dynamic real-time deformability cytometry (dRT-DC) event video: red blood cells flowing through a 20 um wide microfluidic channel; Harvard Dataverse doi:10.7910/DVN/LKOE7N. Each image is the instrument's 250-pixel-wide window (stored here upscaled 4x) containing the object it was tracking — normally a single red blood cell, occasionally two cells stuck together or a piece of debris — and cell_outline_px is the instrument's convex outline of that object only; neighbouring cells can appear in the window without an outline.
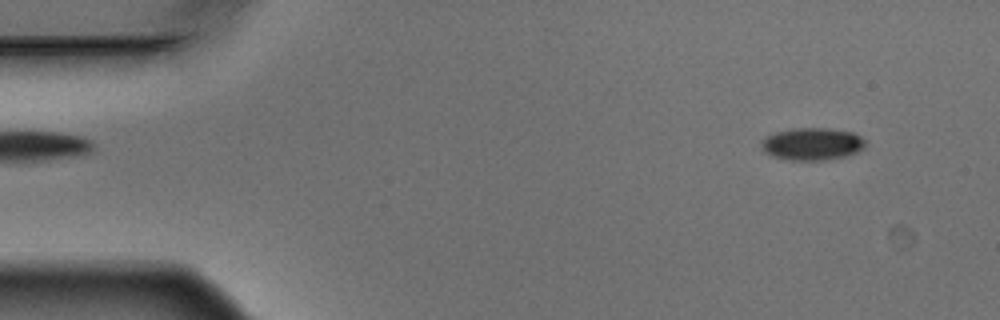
{"species": "Egyptian fruit bat (a non-hibernating species)", "species_latin": "Rousettus aegyptiacus", "temperature_condition": "warm", "stored_images_in_passage": 3, "camera_frame_rate_fps": 3000, "um_per_image_px": 0.085, "animal": {"sex": "male"}, "frame": {"image": 1, "passage_image": 1, "time_ms": 0.0, "image_size_px": [1000, 320], "cell_outline_px": [[864, 148], [856, 152], [844, 156], [824, 160], [792, 160], [772, 156], [764, 152], [760, 144], [760, 140], [776, 132], [792, 128], [828, 128], [852, 132], [860, 136], [864, 140]], "centroid_in_image_um": [69.0, 12.23], "position_along_channel_um": 16.0, "area_um2": 19.54}}
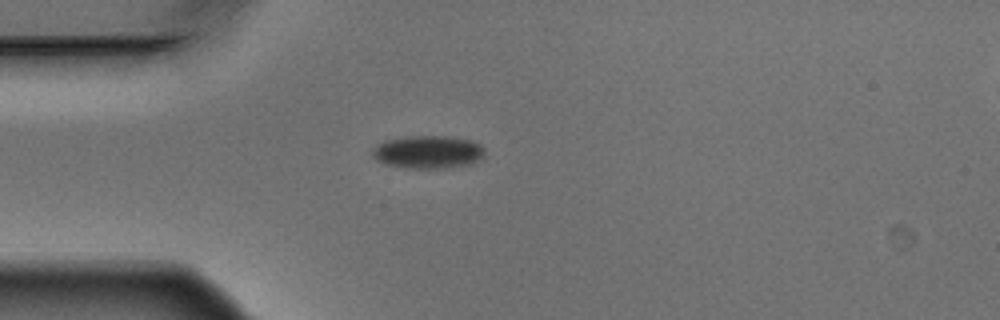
{"frame": {"image": 2, "passage_image": 3, "time_ms": 0.667, "image_size_px": [1000, 320], "cell_outline_px": [[484, 152], [476, 160], [468, 164], [444, 168], [404, 168], [384, 164], [376, 160], [372, 156], [372, 148], [376, 144], [384, 140], [408, 136], [448, 136], [468, 140], [480, 144], [484, 148]], "centroid_in_image_um": [36.28, 12.91], "position_along_channel_um": 48.7, "area_um2": 21.5}}